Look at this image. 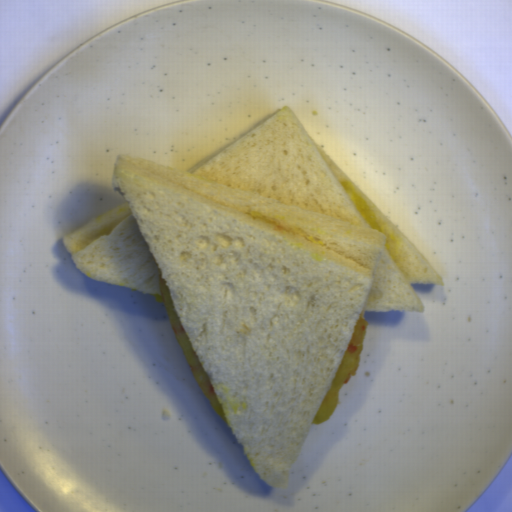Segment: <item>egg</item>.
<instances>
[{
	"instance_id": "1",
	"label": "egg",
	"mask_w": 512,
	"mask_h": 512,
	"mask_svg": "<svg viewBox=\"0 0 512 512\" xmlns=\"http://www.w3.org/2000/svg\"><path fill=\"white\" fill-rule=\"evenodd\" d=\"M154 295L161 302L190 370L208 403L216 416L227 421L162 272L158 275V294Z\"/></svg>"
},
{
	"instance_id": "2",
	"label": "egg",
	"mask_w": 512,
	"mask_h": 512,
	"mask_svg": "<svg viewBox=\"0 0 512 512\" xmlns=\"http://www.w3.org/2000/svg\"><path fill=\"white\" fill-rule=\"evenodd\" d=\"M368 321L360 315L332 382L310 424L326 422L335 412L342 388L358 371Z\"/></svg>"
}]
</instances>
